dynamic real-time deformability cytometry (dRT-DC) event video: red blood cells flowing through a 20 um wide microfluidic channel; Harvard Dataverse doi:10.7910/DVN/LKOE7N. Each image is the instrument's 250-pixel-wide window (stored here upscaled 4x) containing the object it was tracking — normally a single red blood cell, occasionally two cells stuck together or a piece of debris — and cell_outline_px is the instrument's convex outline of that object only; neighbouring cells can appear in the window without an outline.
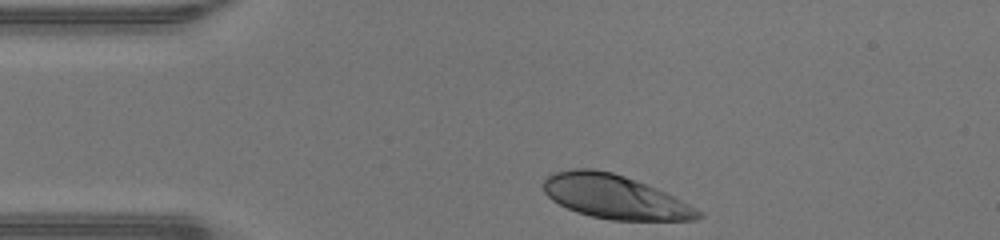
{"species": "human", "species_latin": "Homo sapiens", "temperature_condition": "warm", "stored_images_in_passage": 30, "camera_frame_rate_fps": 3000, "um_per_image_px": 0.085, "donor": {"sex": "male"}, "frame": {"image": 1, "passage_image": 1, "time_ms": 0.0, "image_size_px": [1000, 240], "cell_outline_px": [[704, 216], [696, 220], [612, 220], [592, 216], [576, 212], [552, 200], [544, 192], [540, 184], [548, 176], [556, 172], [572, 168], [592, 168], [612, 172], [624, 176], [656, 188], [704, 212]], "centroid_in_image_um": [52.23, 16.73], "position_along_channel_um": 32.8, "area_um2": 39.36}}
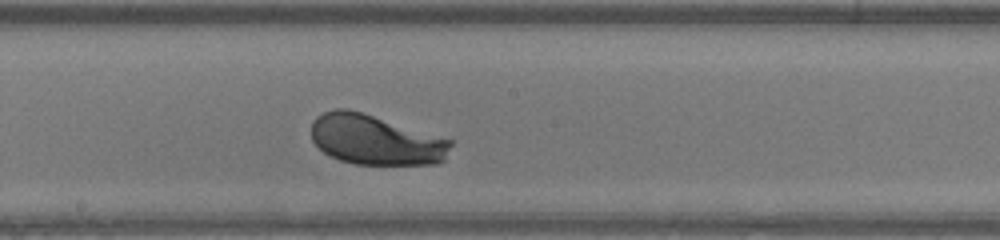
{"frame": {"image": 2, "passage_image": 17, "time_ms": 5.333, "image_size_px": [1000, 240], "cell_outline_px": [[456, 140], [444, 160], [436, 164], [356, 164], [340, 160], [324, 152], [312, 140], [312, 120], [316, 116], [324, 112], [336, 108], [348, 108]], "centroid_in_image_um": [31.97, 11.88], "position_along_channel_um": 216.2, "area_um2": 40.92}}
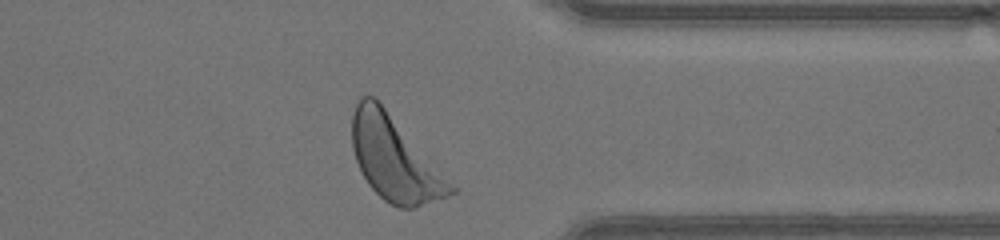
{"frame": {"image": 3, "passage_image": 29, "time_ms": 9.333, "image_size_px": [1000, 240], "cell_outline_px": [[456, 192], [448, 196], [412, 208], [400, 208], [384, 200], [368, 184], [356, 160], [352, 148], [352, 112], [360, 96], [376, 96], [456, 188]], "centroid_in_image_um": [33.51, 13.46], "position_along_channel_um": 377.9, "area_um2": 47.74}, "authors_computed_cell_mechanics": {"area_um2": 41.4426, "velocity_mm_per_s": 4.2663, "shape_relaxation_time_tau1_ms": 1.6116, "shape_relaxation_time_tau2_ms": null, "deformation_change_tau1": 0.1422, "deformation_change_tau2": null}}